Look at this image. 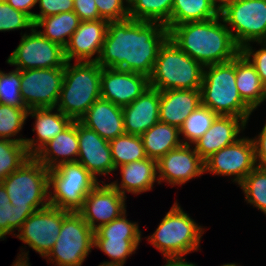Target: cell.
I'll return each mask as SVG.
<instances>
[{
	"instance_id": "1",
	"label": "cell",
	"mask_w": 266,
	"mask_h": 266,
	"mask_svg": "<svg viewBox=\"0 0 266 266\" xmlns=\"http://www.w3.org/2000/svg\"><path fill=\"white\" fill-rule=\"evenodd\" d=\"M168 28L159 22L127 18L109 22L101 53L96 61L102 68L150 76Z\"/></svg>"
},
{
	"instance_id": "2",
	"label": "cell",
	"mask_w": 266,
	"mask_h": 266,
	"mask_svg": "<svg viewBox=\"0 0 266 266\" xmlns=\"http://www.w3.org/2000/svg\"><path fill=\"white\" fill-rule=\"evenodd\" d=\"M168 37L203 66L229 62L241 52L221 15L175 25L168 30Z\"/></svg>"
},
{
	"instance_id": "3",
	"label": "cell",
	"mask_w": 266,
	"mask_h": 266,
	"mask_svg": "<svg viewBox=\"0 0 266 266\" xmlns=\"http://www.w3.org/2000/svg\"><path fill=\"white\" fill-rule=\"evenodd\" d=\"M67 61L64 80L55 108L73 121H79L90 106L101 98L102 67L96 62Z\"/></svg>"
},
{
	"instance_id": "4",
	"label": "cell",
	"mask_w": 266,
	"mask_h": 266,
	"mask_svg": "<svg viewBox=\"0 0 266 266\" xmlns=\"http://www.w3.org/2000/svg\"><path fill=\"white\" fill-rule=\"evenodd\" d=\"M201 100L203 106L218 115L236 116L248 123L253 110L242 100L236 86V57L204 66Z\"/></svg>"
},
{
	"instance_id": "5",
	"label": "cell",
	"mask_w": 266,
	"mask_h": 266,
	"mask_svg": "<svg viewBox=\"0 0 266 266\" xmlns=\"http://www.w3.org/2000/svg\"><path fill=\"white\" fill-rule=\"evenodd\" d=\"M204 66L180 50L168 37L160 46L149 85L159 91L201 90Z\"/></svg>"
},
{
	"instance_id": "6",
	"label": "cell",
	"mask_w": 266,
	"mask_h": 266,
	"mask_svg": "<svg viewBox=\"0 0 266 266\" xmlns=\"http://www.w3.org/2000/svg\"><path fill=\"white\" fill-rule=\"evenodd\" d=\"M203 233L202 226L175 202L147 239L165 259H184V255L198 251Z\"/></svg>"
},
{
	"instance_id": "7",
	"label": "cell",
	"mask_w": 266,
	"mask_h": 266,
	"mask_svg": "<svg viewBox=\"0 0 266 266\" xmlns=\"http://www.w3.org/2000/svg\"><path fill=\"white\" fill-rule=\"evenodd\" d=\"M1 183L16 208L37 211L50 205L49 170L34 156Z\"/></svg>"
},
{
	"instance_id": "8",
	"label": "cell",
	"mask_w": 266,
	"mask_h": 266,
	"mask_svg": "<svg viewBox=\"0 0 266 266\" xmlns=\"http://www.w3.org/2000/svg\"><path fill=\"white\" fill-rule=\"evenodd\" d=\"M82 164L64 163L49 170V204L51 206L78 212L88 193L99 183Z\"/></svg>"
},
{
	"instance_id": "9",
	"label": "cell",
	"mask_w": 266,
	"mask_h": 266,
	"mask_svg": "<svg viewBox=\"0 0 266 266\" xmlns=\"http://www.w3.org/2000/svg\"><path fill=\"white\" fill-rule=\"evenodd\" d=\"M94 247V231L78 212H70L62 222L59 237L45 257L57 266H81Z\"/></svg>"
},
{
	"instance_id": "10",
	"label": "cell",
	"mask_w": 266,
	"mask_h": 266,
	"mask_svg": "<svg viewBox=\"0 0 266 266\" xmlns=\"http://www.w3.org/2000/svg\"><path fill=\"white\" fill-rule=\"evenodd\" d=\"M220 15L240 49L249 42H266V0H236Z\"/></svg>"
},
{
	"instance_id": "11",
	"label": "cell",
	"mask_w": 266,
	"mask_h": 266,
	"mask_svg": "<svg viewBox=\"0 0 266 266\" xmlns=\"http://www.w3.org/2000/svg\"><path fill=\"white\" fill-rule=\"evenodd\" d=\"M65 49L41 35L36 28L24 33L17 48L10 54L7 63L16 70L65 67Z\"/></svg>"
},
{
	"instance_id": "12",
	"label": "cell",
	"mask_w": 266,
	"mask_h": 266,
	"mask_svg": "<svg viewBox=\"0 0 266 266\" xmlns=\"http://www.w3.org/2000/svg\"><path fill=\"white\" fill-rule=\"evenodd\" d=\"M126 212L94 232V247L111 258L104 263L123 266L127 257L135 253L141 241V231L136 222L127 220Z\"/></svg>"
},
{
	"instance_id": "13",
	"label": "cell",
	"mask_w": 266,
	"mask_h": 266,
	"mask_svg": "<svg viewBox=\"0 0 266 266\" xmlns=\"http://www.w3.org/2000/svg\"><path fill=\"white\" fill-rule=\"evenodd\" d=\"M21 99L25 107L55 108L64 80V67L20 70Z\"/></svg>"
},
{
	"instance_id": "14",
	"label": "cell",
	"mask_w": 266,
	"mask_h": 266,
	"mask_svg": "<svg viewBox=\"0 0 266 266\" xmlns=\"http://www.w3.org/2000/svg\"><path fill=\"white\" fill-rule=\"evenodd\" d=\"M69 213L67 210L48 205L31 214L18 230V235H13L45 259L59 237L63 219Z\"/></svg>"
},
{
	"instance_id": "15",
	"label": "cell",
	"mask_w": 266,
	"mask_h": 266,
	"mask_svg": "<svg viewBox=\"0 0 266 266\" xmlns=\"http://www.w3.org/2000/svg\"><path fill=\"white\" fill-rule=\"evenodd\" d=\"M205 172L218 176H234L238 185L256 167L254 145L251 138H239L225 146L205 161Z\"/></svg>"
},
{
	"instance_id": "16",
	"label": "cell",
	"mask_w": 266,
	"mask_h": 266,
	"mask_svg": "<svg viewBox=\"0 0 266 266\" xmlns=\"http://www.w3.org/2000/svg\"><path fill=\"white\" fill-rule=\"evenodd\" d=\"M101 182L102 185L99 182L88 193L82 208L78 211L94 232L126 212L125 198L127 197H124L110 183Z\"/></svg>"
},
{
	"instance_id": "17",
	"label": "cell",
	"mask_w": 266,
	"mask_h": 266,
	"mask_svg": "<svg viewBox=\"0 0 266 266\" xmlns=\"http://www.w3.org/2000/svg\"><path fill=\"white\" fill-rule=\"evenodd\" d=\"M204 173V160L191 144H182L157 161L158 184L166 181L169 185H182Z\"/></svg>"
},
{
	"instance_id": "18",
	"label": "cell",
	"mask_w": 266,
	"mask_h": 266,
	"mask_svg": "<svg viewBox=\"0 0 266 266\" xmlns=\"http://www.w3.org/2000/svg\"><path fill=\"white\" fill-rule=\"evenodd\" d=\"M149 77L117 68H102L101 98L124 107L149 88Z\"/></svg>"
},
{
	"instance_id": "19",
	"label": "cell",
	"mask_w": 266,
	"mask_h": 266,
	"mask_svg": "<svg viewBox=\"0 0 266 266\" xmlns=\"http://www.w3.org/2000/svg\"><path fill=\"white\" fill-rule=\"evenodd\" d=\"M79 153L76 162L82 164L96 179L116 171L109 141L78 121Z\"/></svg>"
},
{
	"instance_id": "20",
	"label": "cell",
	"mask_w": 266,
	"mask_h": 266,
	"mask_svg": "<svg viewBox=\"0 0 266 266\" xmlns=\"http://www.w3.org/2000/svg\"><path fill=\"white\" fill-rule=\"evenodd\" d=\"M108 24L106 20L81 21L65 49L66 61H97L104 43ZM95 54L97 56L92 58Z\"/></svg>"
},
{
	"instance_id": "21",
	"label": "cell",
	"mask_w": 266,
	"mask_h": 266,
	"mask_svg": "<svg viewBox=\"0 0 266 266\" xmlns=\"http://www.w3.org/2000/svg\"><path fill=\"white\" fill-rule=\"evenodd\" d=\"M160 91L149 87L129 105L122 107L125 133L141 136L159 122Z\"/></svg>"
},
{
	"instance_id": "22",
	"label": "cell",
	"mask_w": 266,
	"mask_h": 266,
	"mask_svg": "<svg viewBox=\"0 0 266 266\" xmlns=\"http://www.w3.org/2000/svg\"><path fill=\"white\" fill-rule=\"evenodd\" d=\"M246 124L243 118L218 115L206 133L194 142L195 151L205 161L215 152L235 143Z\"/></svg>"
},
{
	"instance_id": "23",
	"label": "cell",
	"mask_w": 266,
	"mask_h": 266,
	"mask_svg": "<svg viewBox=\"0 0 266 266\" xmlns=\"http://www.w3.org/2000/svg\"><path fill=\"white\" fill-rule=\"evenodd\" d=\"M201 104V90L160 91L159 122L180 128L186 118Z\"/></svg>"
},
{
	"instance_id": "24",
	"label": "cell",
	"mask_w": 266,
	"mask_h": 266,
	"mask_svg": "<svg viewBox=\"0 0 266 266\" xmlns=\"http://www.w3.org/2000/svg\"><path fill=\"white\" fill-rule=\"evenodd\" d=\"M107 141L125 133L122 107L99 98L79 120Z\"/></svg>"
},
{
	"instance_id": "25",
	"label": "cell",
	"mask_w": 266,
	"mask_h": 266,
	"mask_svg": "<svg viewBox=\"0 0 266 266\" xmlns=\"http://www.w3.org/2000/svg\"><path fill=\"white\" fill-rule=\"evenodd\" d=\"M78 153V121H73L63 132L44 145L34 157L48 170H52L64 163L76 162Z\"/></svg>"
},
{
	"instance_id": "26",
	"label": "cell",
	"mask_w": 266,
	"mask_h": 266,
	"mask_svg": "<svg viewBox=\"0 0 266 266\" xmlns=\"http://www.w3.org/2000/svg\"><path fill=\"white\" fill-rule=\"evenodd\" d=\"M55 108H35L27 112L35 117V124L32 131L36 130L37 139L25 138V146L30 156H34L44 145L52 140L56 135L63 132L73 120L64 115L58 108L57 112L52 111Z\"/></svg>"
},
{
	"instance_id": "27",
	"label": "cell",
	"mask_w": 266,
	"mask_h": 266,
	"mask_svg": "<svg viewBox=\"0 0 266 266\" xmlns=\"http://www.w3.org/2000/svg\"><path fill=\"white\" fill-rule=\"evenodd\" d=\"M121 169V184L113 181L110 184L124 197L126 192L140 194L150 191L157 177V161L145 158L119 166Z\"/></svg>"
},
{
	"instance_id": "28",
	"label": "cell",
	"mask_w": 266,
	"mask_h": 266,
	"mask_svg": "<svg viewBox=\"0 0 266 266\" xmlns=\"http://www.w3.org/2000/svg\"><path fill=\"white\" fill-rule=\"evenodd\" d=\"M236 86L242 100L253 111L266 101V86L255 67L241 52L236 56Z\"/></svg>"
},
{
	"instance_id": "29",
	"label": "cell",
	"mask_w": 266,
	"mask_h": 266,
	"mask_svg": "<svg viewBox=\"0 0 266 266\" xmlns=\"http://www.w3.org/2000/svg\"><path fill=\"white\" fill-rule=\"evenodd\" d=\"M179 135V128L162 122L156 123L141 135L146 156L158 161L170 150L183 144Z\"/></svg>"
},
{
	"instance_id": "30",
	"label": "cell",
	"mask_w": 266,
	"mask_h": 266,
	"mask_svg": "<svg viewBox=\"0 0 266 266\" xmlns=\"http://www.w3.org/2000/svg\"><path fill=\"white\" fill-rule=\"evenodd\" d=\"M80 23L78 15L70 11L37 19L34 22V28L44 27V30L38 32L51 42L65 48Z\"/></svg>"
},
{
	"instance_id": "31",
	"label": "cell",
	"mask_w": 266,
	"mask_h": 266,
	"mask_svg": "<svg viewBox=\"0 0 266 266\" xmlns=\"http://www.w3.org/2000/svg\"><path fill=\"white\" fill-rule=\"evenodd\" d=\"M220 14L210 0H173L168 30L175 25L187 22L205 21Z\"/></svg>"
},
{
	"instance_id": "32",
	"label": "cell",
	"mask_w": 266,
	"mask_h": 266,
	"mask_svg": "<svg viewBox=\"0 0 266 266\" xmlns=\"http://www.w3.org/2000/svg\"><path fill=\"white\" fill-rule=\"evenodd\" d=\"M129 18L136 21L170 22L173 0H128Z\"/></svg>"
},
{
	"instance_id": "33",
	"label": "cell",
	"mask_w": 266,
	"mask_h": 266,
	"mask_svg": "<svg viewBox=\"0 0 266 266\" xmlns=\"http://www.w3.org/2000/svg\"><path fill=\"white\" fill-rule=\"evenodd\" d=\"M115 169L147 158L141 136L124 133L109 142Z\"/></svg>"
},
{
	"instance_id": "34",
	"label": "cell",
	"mask_w": 266,
	"mask_h": 266,
	"mask_svg": "<svg viewBox=\"0 0 266 266\" xmlns=\"http://www.w3.org/2000/svg\"><path fill=\"white\" fill-rule=\"evenodd\" d=\"M35 212L34 209H19L10 202V198L0 183V239L19 230L23 222Z\"/></svg>"
},
{
	"instance_id": "35",
	"label": "cell",
	"mask_w": 266,
	"mask_h": 266,
	"mask_svg": "<svg viewBox=\"0 0 266 266\" xmlns=\"http://www.w3.org/2000/svg\"><path fill=\"white\" fill-rule=\"evenodd\" d=\"M217 116V113L201 104L186 118L179 128L180 134L186 139L181 140L182 143L188 145L191 143L193 145L211 127Z\"/></svg>"
},
{
	"instance_id": "36",
	"label": "cell",
	"mask_w": 266,
	"mask_h": 266,
	"mask_svg": "<svg viewBox=\"0 0 266 266\" xmlns=\"http://www.w3.org/2000/svg\"><path fill=\"white\" fill-rule=\"evenodd\" d=\"M30 157L24 143L0 139V183Z\"/></svg>"
},
{
	"instance_id": "37",
	"label": "cell",
	"mask_w": 266,
	"mask_h": 266,
	"mask_svg": "<svg viewBox=\"0 0 266 266\" xmlns=\"http://www.w3.org/2000/svg\"><path fill=\"white\" fill-rule=\"evenodd\" d=\"M245 201L266 215V168L255 167L239 184Z\"/></svg>"
},
{
	"instance_id": "38",
	"label": "cell",
	"mask_w": 266,
	"mask_h": 266,
	"mask_svg": "<svg viewBox=\"0 0 266 266\" xmlns=\"http://www.w3.org/2000/svg\"><path fill=\"white\" fill-rule=\"evenodd\" d=\"M27 108H19L0 103V139L25 143L24 138H14L20 132L27 119Z\"/></svg>"
},
{
	"instance_id": "39",
	"label": "cell",
	"mask_w": 266,
	"mask_h": 266,
	"mask_svg": "<svg viewBox=\"0 0 266 266\" xmlns=\"http://www.w3.org/2000/svg\"><path fill=\"white\" fill-rule=\"evenodd\" d=\"M20 70H12L9 73L1 72L0 76V103L26 108L21 99Z\"/></svg>"
},
{
	"instance_id": "40",
	"label": "cell",
	"mask_w": 266,
	"mask_h": 266,
	"mask_svg": "<svg viewBox=\"0 0 266 266\" xmlns=\"http://www.w3.org/2000/svg\"><path fill=\"white\" fill-rule=\"evenodd\" d=\"M34 28L33 19L11 7L6 1L0 2V32Z\"/></svg>"
},
{
	"instance_id": "41",
	"label": "cell",
	"mask_w": 266,
	"mask_h": 266,
	"mask_svg": "<svg viewBox=\"0 0 266 266\" xmlns=\"http://www.w3.org/2000/svg\"><path fill=\"white\" fill-rule=\"evenodd\" d=\"M125 2H127V6L124 4ZM128 2V0H95L100 18L107 22L129 18Z\"/></svg>"
},
{
	"instance_id": "42",
	"label": "cell",
	"mask_w": 266,
	"mask_h": 266,
	"mask_svg": "<svg viewBox=\"0 0 266 266\" xmlns=\"http://www.w3.org/2000/svg\"><path fill=\"white\" fill-rule=\"evenodd\" d=\"M261 49L255 51L251 44L245 45L241 48V53L250 61L255 67L261 82L266 86V42H259Z\"/></svg>"
},
{
	"instance_id": "43",
	"label": "cell",
	"mask_w": 266,
	"mask_h": 266,
	"mask_svg": "<svg viewBox=\"0 0 266 266\" xmlns=\"http://www.w3.org/2000/svg\"><path fill=\"white\" fill-rule=\"evenodd\" d=\"M40 13H35L33 22L37 19L63 12L73 11L74 0H37Z\"/></svg>"
},
{
	"instance_id": "44",
	"label": "cell",
	"mask_w": 266,
	"mask_h": 266,
	"mask_svg": "<svg viewBox=\"0 0 266 266\" xmlns=\"http://www.w3.org/2000/svg\"><path fill=\"white\" fill-rule=\"evenodd\" d=\"M73 11L81 21H96L101 19L95 0H74Z\"/></svg>"
},
{
	"instance_id": "45",
	"label": "cell",
	"mask_w": 266,
	"mask_h": 266,
	"mask_svg": "<svg viewBox=\"0 0 266 266\" xmlns=\"http://www.w3.org/2000/svg\"><path fill=\"white\" fill-rule=\"evenodd\" d=\"M251 140L254 145L256 166L266 168V123L259 135Z\"/></svg>"
},
{
	"instance_id": "46",
	"label": "cell",
	"mask_w": 266,
	"mask_h": 266,
	"mask_svg": "<svg viewBox=\"0 0 266 266\" xmlns=\"http://www.w3.org/2000/svg\"><path fill=\"white\" fill-rule=\"evenodd\" d=\"M6 2L14 9L19 10L34 19L35 13L30 10L37 4V0H7Z\"/></svg>"
},
{
	"instance_id": "47",
	"label": "cell",
	"mask_w": 266,
	"mask_h": 266,
	"mask_svg": "<svg viewBox=\"0 0 266 266\" xmlns=\"http://www.w3.org/2000/svg\"><path fill=\"white\" fill-rule=\"evenodd\" d=\"M214 8L220 14L224 11L230 4H232L236 0H210ZM218 3V4H217Z\"/></svg>"
},
{
	"instance_id": "48",
	"label": "cell",
	"mask_w": 266,
	"mask_h": 266,
	"mask_svg": "<svg viewBox=\"0 0 266 266\" xmlns=\"http://www.w3.org/2000/svg\"><path fill=\"white\" fill-rule=\"evenodd\" d=\"M166 264L163 266H197L196 264L189 263L183 259H166Z\"/></svg>"
},
{
	"instance_id": "49",
	"label": "cell",
	"mask_w": 266,
	"mask_h": 266,
	"mask_svg": "<svg viewBox=\"0 0 266 266\" xmlns=\"http://www.w3.org/2000/svg\"><path fill=\"white\" fill-rule=\"evenodd\" d=\"M17 260L13 263L12 266H31L29 262L28 252H21L19 256H17Z\"/></svg>"
},
{
	"instance_id": "50",
	"label": "cell",
	"mask_w": 266,
	"mask_h": 266,
	"mask_svg": "<svg viewBox=\"0 0 266 266\" xmlns=\"http://www.w3.org/2000/svg\"><path fill=\"white\" fill-rule=\"evenodd\" d=\"M98 266H119V265H115V264H110V263H104L102 262L100 265Z\"/></svg>"
},
{
	"instance_id": "51",
	"label": "cell",
	"mask_w": 266,
	"mask_h": 266,
	"mask_svg": "<svg viewBox=\"0 0 266 266\" xmlns=\"http://www.w3.org/2000/svg\"><path fill=\"white\" fill-rule=\"evenodd\" d=\"M221 266H240V265L235 264V263H228V264H223Z\"/></svg>"
}]
</instances>
